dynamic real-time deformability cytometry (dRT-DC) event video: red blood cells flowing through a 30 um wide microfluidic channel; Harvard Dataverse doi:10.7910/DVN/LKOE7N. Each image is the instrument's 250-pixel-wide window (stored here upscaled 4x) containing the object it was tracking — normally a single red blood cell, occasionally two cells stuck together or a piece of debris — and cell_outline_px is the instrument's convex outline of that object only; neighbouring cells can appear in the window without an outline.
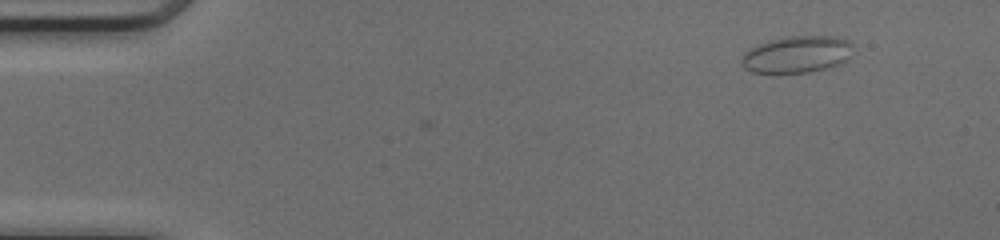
{"species": "common noctule bat (a hibernating species)", "species_latin": "Nyctalus noctula", "temperature_condition": "cold", "stored_images_in_passage": 3, "camera_frame_rate_fps": 3000, "um_per_image_px": 0.085, "animal": {"sex": "female", "body_mass_g": 17.0, "forearm_length_mm": 48.0}, "frame": {"image": 1, "passage_image": 3, "time_ms": 0.667, "image_size_px": [1000, 240], "cell_outline_px": [[852, 44], [848, 60], [840, 64], [808, 72], [752, 72], [744, 68], [740, 60], [744, 52], [748, 48], [768, 40], [784, 36], [836, 36], [848, 40]], "centroid_in_image_um": [67.71, 4.6], "position_along_channel_um": 17.3, "area_um2": 23.99}}